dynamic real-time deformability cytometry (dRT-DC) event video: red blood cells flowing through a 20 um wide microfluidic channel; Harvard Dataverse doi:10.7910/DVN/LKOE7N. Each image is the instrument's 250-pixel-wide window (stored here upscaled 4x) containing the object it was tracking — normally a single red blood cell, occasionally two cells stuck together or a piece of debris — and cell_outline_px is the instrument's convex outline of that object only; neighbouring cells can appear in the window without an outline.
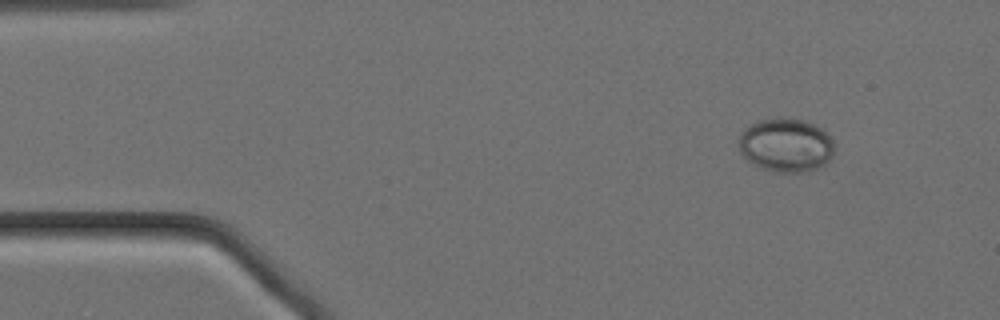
{"species": "Egyptian fruit bat (a non-hibernating species)", "species_latin": "Rousettus aegyptiacus", "temperature_condition": "cold", "stored_images_in_passage": 53, "camera_frame_rate_fps": 3000, "um_per_image_px": 0.085, "animal": {"sex": "female"}, "frame": {"image": 1, "passage_image": 1, "time_ms": 0.0, "image_size_px": [1000, 320], "cell_outline_px": [[836, 148], [832, 156], [824, 164], [816, 168], [804, 172], [776, 172], [760, 168], [748, 160], [740, 152], [740, 132], [744, 128], [760, 120], [784, 116], [804, 120], [820, 128], [832, 140]], "centroid_in_image_um": [66.8, 12.33], "position_along_channel_um": 18.2, "area_um2": 29.94}}
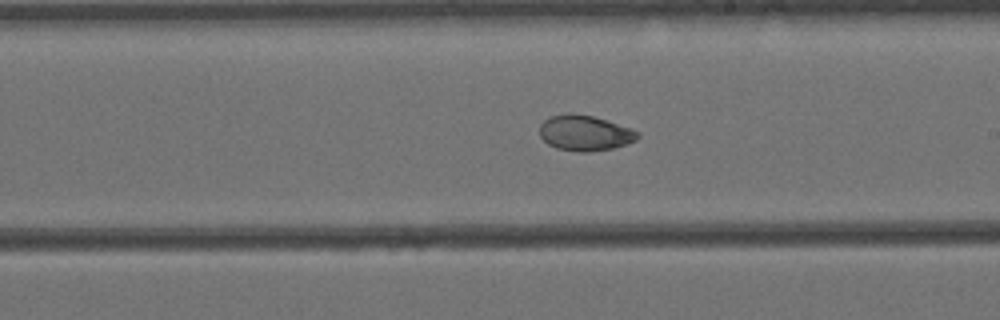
{"frame": {"image": 2, "passage_image": 27, "time_ms": 8.667, "image_size_px": [1000, 320], "cell_outline_px": [[640, 136], [636, 140], [612, 148], [588, 152], [580, 152], [556, 148], [548, 144], [540, 136], [540, 124], [544, 120], [552, 116], [592, 116], [632, 128], [640, 132]], "centroid_in_image_um": [49.75, 11.34], "position_along_channel_um": 239.3, "area_um2": 19.65}}
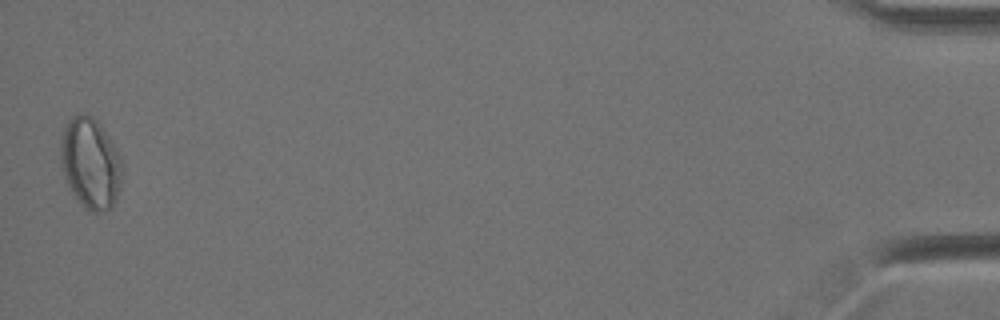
{"frame": {"image": 3, "passage_image": 52, "time_ms": 17.0, "image_size_px": [1000, 320], "cell_outline_px": [[120, 184], [116, 200], [112, 208], [104, 212], [92, 212], [84, 208], [72, 192], [64, 176], [60, 160], [60, 136], [64, 124], [72, 116], [80, 112], [84, 112], [92, 116], [96, 120], [108, 136], [120, 160]], "centroid_in_image_um": [7.63, 13.86], "position_along_channel_um": 427.6, "area_um2": 32.48}, "authors_computed_cell_mechanics": {"area_um2": 23.2934, "velocity_mm_per_s": 3.4404, "shape_relaxation_time_tau1_ms": null, "shape_relaxation_time_tau2_ms": 2.7423, "deformation_change_tau1": null, "deformation_change_tau2": 0.0435}}